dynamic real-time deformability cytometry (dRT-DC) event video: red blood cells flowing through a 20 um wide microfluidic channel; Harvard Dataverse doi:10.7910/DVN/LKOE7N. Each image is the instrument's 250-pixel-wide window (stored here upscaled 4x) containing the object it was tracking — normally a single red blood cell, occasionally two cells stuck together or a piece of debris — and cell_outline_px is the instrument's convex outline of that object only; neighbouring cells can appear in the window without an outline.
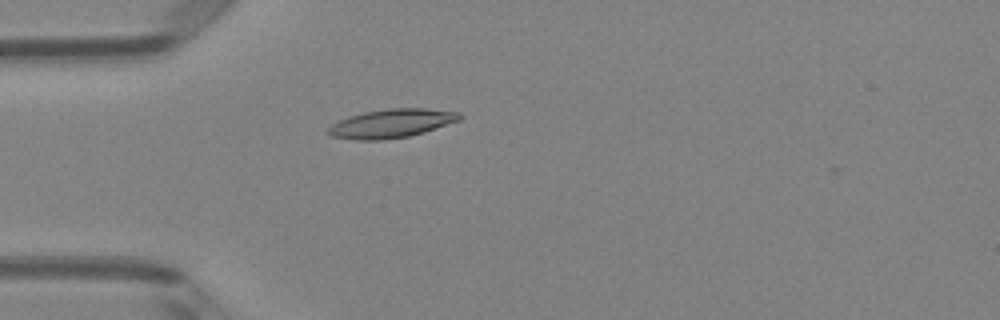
{"species": "Egyptian fruit bat (a non-hibernating species)", "species_latin": "Rousettus aegyptiacus", "temperature_condition": "room temperature", "stored_images_in_passage": 2, "camera_frame_rate_fps": 3000, "um_per_image_px": 0.085, "animal": {"sex": "female"}, "frame": {"image": 1, "passage_image": 1, "time_ms": 0.0, "image_size_px": [1000, 320], "cell_outline_px": [[460, 120], [424, 132], [408, 136], [380, 140], [356, 140], [332, 136], [324, 132], [332, 124], [348, 116], [364, 112], [388, 108], [424, 108], [460, 112]], "centroid_in_image_um": [33.24, 10.49], "position_along_channel_um": 51.8, "area_um2": 21.91}}